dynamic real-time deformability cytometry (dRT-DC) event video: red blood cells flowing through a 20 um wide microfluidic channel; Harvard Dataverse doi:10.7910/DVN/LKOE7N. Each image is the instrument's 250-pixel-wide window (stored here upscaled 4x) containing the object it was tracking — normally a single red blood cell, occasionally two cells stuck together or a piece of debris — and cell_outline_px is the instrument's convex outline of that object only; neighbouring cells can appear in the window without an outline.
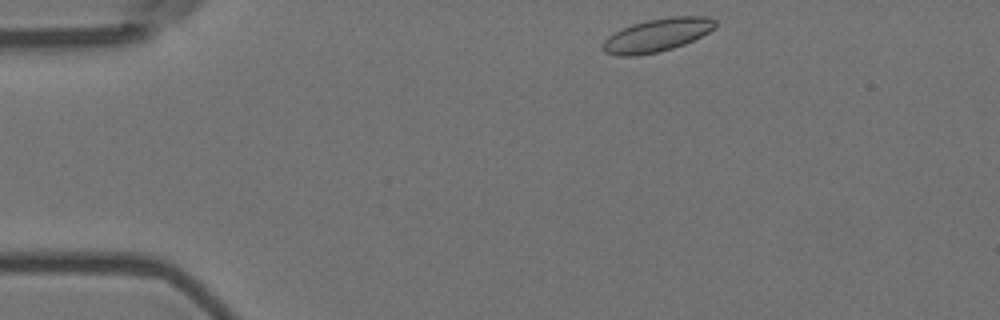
{"species": "Egyptian fruit bat (a non-hibernating species)", "species_latin": "Rousettus aegyptiacus", "temperature_condition": "room temperature", "stored_images_in_passage": 48, "camera_frame_rate_fps": 3000, "um_per_image_px": 0.085, "animal": {"sex": "female"}, "frame": {"image": 1, "passage_image": 1, "time_ms": 0.0, "image_size_px": [1000, 320], "cell_outline_px": [[716, 28], [684, 44], [672, 48], [656, 52], [636, 56], [616, 56], [604, 52], [604, 40], [608, 36], [632, 24], [648, 20], [668, 16], [708, 16], [716, 20]], "centroid_in_image_um": [55.88, 2.97], "position_along_channel_um": 29.1, "area_um2": 21.56}}
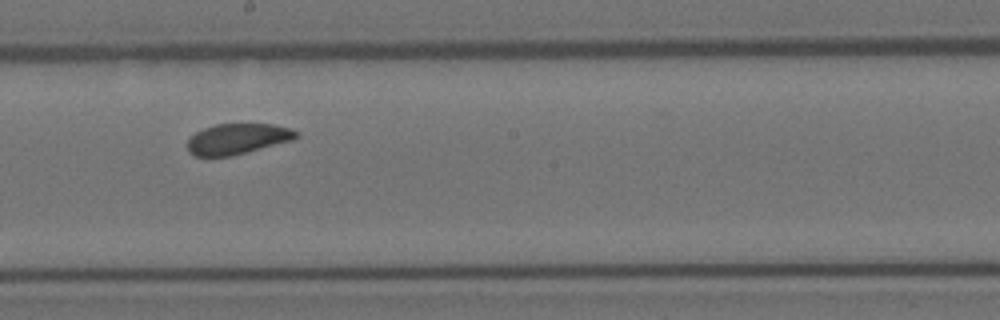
{"frame": {"image": 2, "passage_image": 23, "time_ms": 7.333, "image_size_px": [1000, 320], "cell_outline_px": [[300, 136], [292, 140], [228, 156], [196, 156], [188, 152], [188, 140], [196, 132], [204, 128], [216, 124], [272, 124], [292, 128], [300, 132]], "centroid_in_image_um": [20.21, 11.79], "position_along_channel_um": 228.0, "area_um2": 19.19}}
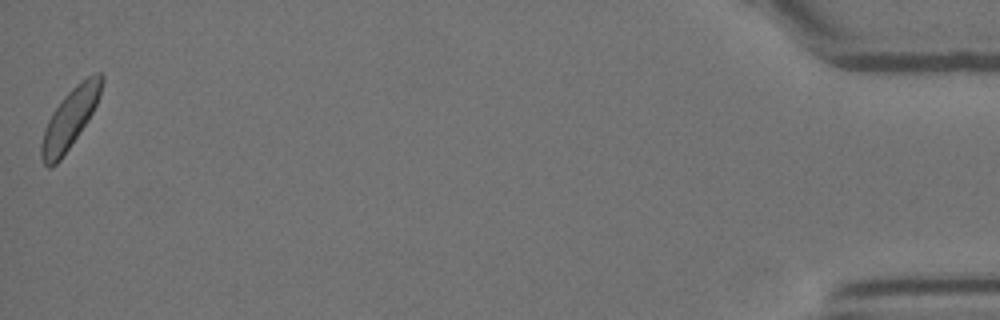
{"frame": {"image": 3, "passage_image": 48, "time_ms": 15.667, "image_size_px": [1000, 320], "cell_outline_px": [[104, 80], [96, 104], [88, 120], [80, 132], [60, 160], [56, 164], [48, 168], [40, 160], [40, 144], [44, 128], [52, 112], [64, 96], [76, 84], [88, 76], [96, 72], [100, 72], [104, 76]], "centroid_in_image_um": [5.91, 10.09], "position_along_channel_um": 429.3, "area_um2": 20.81}, "authors_computed_cell_mechanics": {"area_um2": 20.4901, "velocity_mm_per_s": 3.5335, "shape_relaxation_time_tau1_ms": 6.367, "shape_relaxation_time_tau2_ms": 1.6711, "deformation_change_tau1": 0.098, "deformation_change_tau2": 0.0693}}